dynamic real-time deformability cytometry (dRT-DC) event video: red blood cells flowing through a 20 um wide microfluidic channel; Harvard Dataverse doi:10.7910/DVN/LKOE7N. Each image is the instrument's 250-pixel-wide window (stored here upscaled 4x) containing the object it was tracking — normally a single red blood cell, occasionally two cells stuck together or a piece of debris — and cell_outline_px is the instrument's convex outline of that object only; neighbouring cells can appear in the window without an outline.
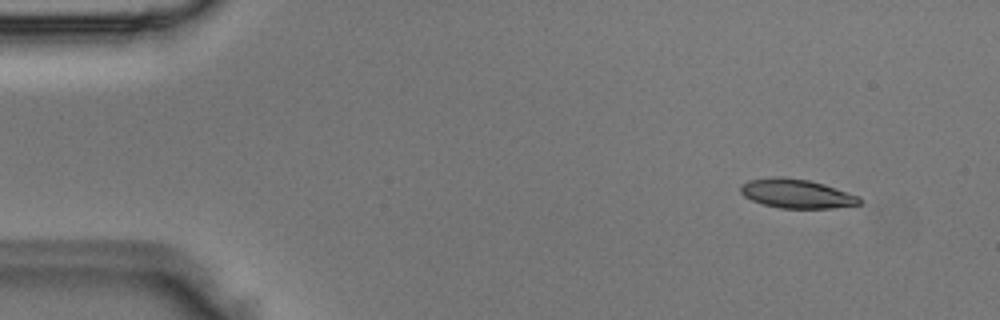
{"species": "Egyptian fruit bat (a non-hibernating species)", "species_latin": "Rousettus aegyptiacus", "temperature_condition": "room temperature", "stored_images_in_passage": 2, "camera_frame_rate_fps": 3000, "um_per_image_px": 0.085, "animal": {"sex": "male"}, "frame": {"image": 1, "passage_image": 1, "time_ms": 0.0, "image_size_px": [1000, 320], "cell_outline_px": [[860, 204], [832, 208], [780, 208], [764, 204], [752, 200], [744, 196], [740, 192], [740, 188], [748, 180], [772, 176], [780, 176], [808, 180], [824, 184], [860, 196]], "centroid_in_image_um": [67.71, 16.45], "position_along_channel_um": 17.3, "area_um2": 20.06}}